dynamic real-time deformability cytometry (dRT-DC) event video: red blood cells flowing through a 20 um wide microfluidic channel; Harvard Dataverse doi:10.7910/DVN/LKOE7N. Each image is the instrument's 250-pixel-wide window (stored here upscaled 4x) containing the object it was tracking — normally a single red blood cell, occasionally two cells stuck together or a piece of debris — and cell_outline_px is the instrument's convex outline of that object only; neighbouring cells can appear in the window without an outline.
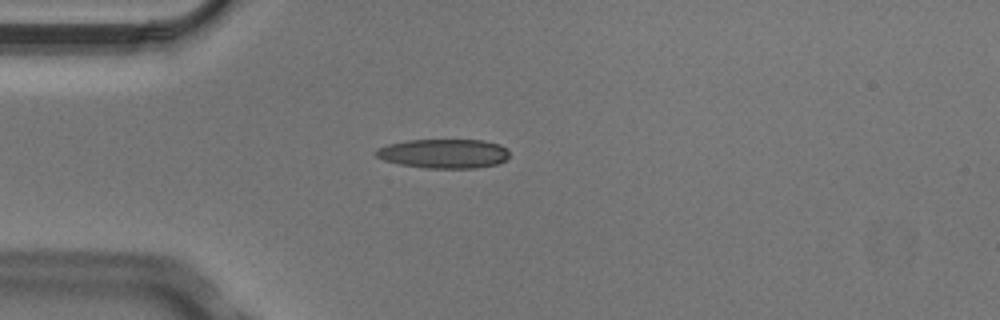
{"species": "Egyptian fruit bat (a non-hibernating species)", "species_latin": "Rousettus aegyptiacus", "temperature_condition": "cold", "stored_images_in_passage": 3, "camera_frame_rate_fps": 3000, "um_per_image_px": 0.085, "animal": {"sex": "male"}, "frame": {"image": 1, "passage_image": 3, "time_ms": 0.667, "image_size_px": [1000, 320], "cell_outline_px": [[508, 160], [496, 164], [476, 168], [424, 168], [400, 164], [384, 160], [376, 156], [372, 152], [376, 148], [388, 144], [408, 140], [484, 140], [500, 144], [508, 148]], "centroid_in_image_um": [37.72, 13.05], "position_along_channel_um": 47.3, "area_um2": 23.0}}